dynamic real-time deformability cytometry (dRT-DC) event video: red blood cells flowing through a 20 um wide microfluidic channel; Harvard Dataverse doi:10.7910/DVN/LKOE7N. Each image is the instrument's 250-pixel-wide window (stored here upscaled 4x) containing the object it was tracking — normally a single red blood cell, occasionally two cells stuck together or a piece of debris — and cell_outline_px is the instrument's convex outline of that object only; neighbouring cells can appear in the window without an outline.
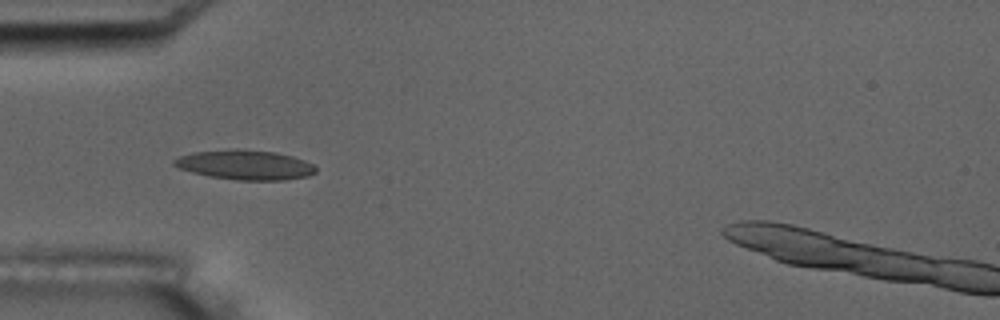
{"species": "common noctule bat (a hibernating species)", "species_latin": "Nyctalus noctula", "temperature_condition": "room temperature", "stored_images_in_passage": 7, "camera_frame_rate_fps": 3000, "um_per_image_px": 0.085, "animal": {"sex": "male", "body_mass_g": 17.5, "forearm_length_mm": 52.3}, "frame": {"image": 1, "passage_image": 6, "time_ms": 5.667, "image_size_px": [1000, 320], "cell_outline_px": [[316, 172], [308, 176], [284, 180], [236, 180], [208, 176], [176, 168], [172, 164], [172, 160], [180, 156], [192, 152], [236, 148], [276, 152], [292, 156], [304, 160], [312, 164], [316, 168]], "centroid_in_image_um": [20.8, 14.01], "position_along_channel_um": 64.2, "area_um2": 24.74}}